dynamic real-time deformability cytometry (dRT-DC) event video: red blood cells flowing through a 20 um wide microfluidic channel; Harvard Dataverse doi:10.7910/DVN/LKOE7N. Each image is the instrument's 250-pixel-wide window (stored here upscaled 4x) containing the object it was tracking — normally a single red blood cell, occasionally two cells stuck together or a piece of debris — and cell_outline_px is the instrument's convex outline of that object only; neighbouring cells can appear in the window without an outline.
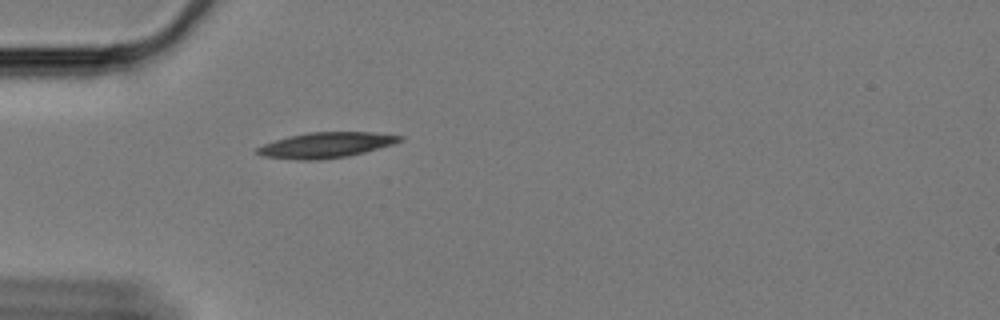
{"species": "Egyptian fruit bat (a non-hibernating species)", "species_latin": "Rousettus aegyptiacus", "temperature_condition": "cold", "stored_images_in_passage": 20, "camera_frame_rate_fps": 3000, "um_per_image_px": 0.085, "animal": {"sex": "female"}, "frame": {"image": 1, "passage_image": 1, "time_ms": 0.0, "image_size_px": [1000, 320], "cell_outline_px": [[404, 140], [392, 144], [364, 152], [348, 156], [316, 160], [296, 160], [260, 156], [256, 152], [256, 148], [264, 144], [288, 136], [308, 132], [372, 132], [404, 136]], "centroid_in_image_um": [27.69, 12.33], "position_along_channel_um": 57.3, "area_um2": 21.15}}
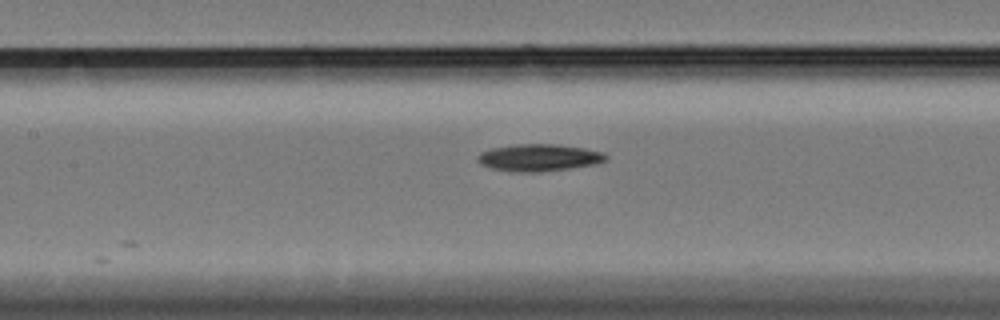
{"frame": {"image": 2, "passage_image": 11, "time_ms": 3.333, "image_size_px": [1000, 320], "cell_outline_px": [[608, 160], [596, 164], [540, 172], [508, 172], [492, 168], [480, 164], [476, 160], [476, 156], [480, 152], [492, 148], [516, 144], [556, 144], [584, 148], [604, 152], [608, 156]], "centroid_in_image_um": [45.79, 13.4], "position_along_channel_um": 161.6, "area_um2": 20.46}}
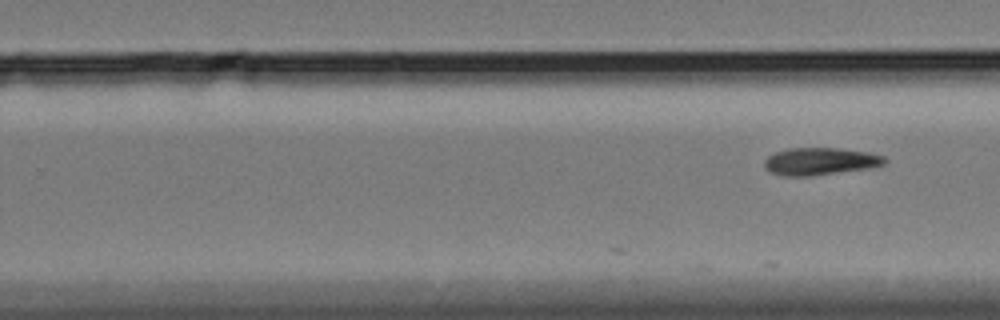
{"frame": {"image": 3, "passage_image": 20, "time_ms": 6.333, "image_size_px": [1000, 320], "cell_outline_px": [[888, 160], [884, 164], [872, 168], [812, 176], [784, 176], [768, 172], [764, 168], [764, 160], [772, 152], [788, 148], [836, 148], [868, 152], [884, 156]], "centroid_in_image_um": [69.68, 13.72], "position_along_channel_um": 260.1, "area_um2": 19.54}}